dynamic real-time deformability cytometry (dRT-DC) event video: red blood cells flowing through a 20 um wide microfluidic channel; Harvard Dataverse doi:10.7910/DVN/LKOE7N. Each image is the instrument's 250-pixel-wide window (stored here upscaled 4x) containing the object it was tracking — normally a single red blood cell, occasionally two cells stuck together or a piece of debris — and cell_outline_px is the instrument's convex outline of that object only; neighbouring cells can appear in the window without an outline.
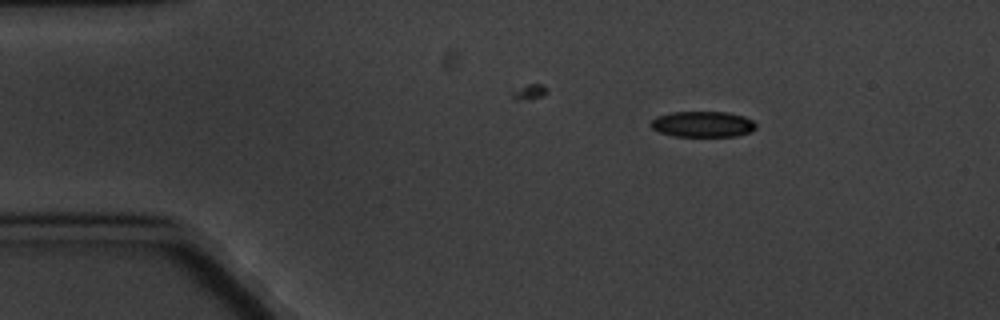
{"species": "common noctule bat (a hibernating species)", "species_latin": "Nyctalus noctula", "temperature_condition": "cold", "stored_images_in_passage": 6, "camera_frame_rate_fps": 3000, "um_per_image_px": 0.085, "animal": {"sex": "male", "body_mass_g": 20.1, "forearm_length_mm": 53.5}, "frame": {"image": 1, "passage_image": 2, "time_ms": 1.0, "image_size_px": [1000, 320], "cell_outline_px": [[756, 128], [748, 132], [736, 136], [676, 136], [660, 132], [652, 128], [648, 124], [656, 116], [672, 112], [728, 112], [744, 116], [752, 120], [756, 124]], "centroid_in_image_um": [59.71, 10.55], "position_along_channel_um": 25.3, "area_um2": 15.78}}